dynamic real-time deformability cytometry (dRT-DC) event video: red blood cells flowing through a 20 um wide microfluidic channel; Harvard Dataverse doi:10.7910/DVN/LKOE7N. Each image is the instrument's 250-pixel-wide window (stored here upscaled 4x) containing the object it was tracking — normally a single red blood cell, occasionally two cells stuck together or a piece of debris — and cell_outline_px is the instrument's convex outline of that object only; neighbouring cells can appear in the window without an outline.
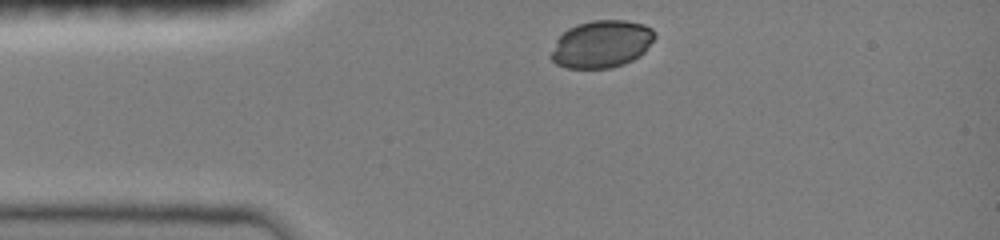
{"species": "common noctule bat (a hibernating species)", "species_latin": "Nyctalus noctula", "temperature_condition": "room temperature", "stored_images_in_passage": 4, "camera_frame_rate_fps": 3000, "um_per_image_px": 0.085, "animal": {"sex": "female", "body_mass_g": 19.0, "forearm_length_mm": 51.5}, "frame": {"image": 1, "passage_image": 1, "time_ms": 0.0, "image_size_px": [1000, 240], "cell_outline_px": [[656, 36], [644, 52], [640, 56], [624, 64], [612, 68], [568, 68], [556, 64], [548, 56], [556, 40], [568, 28], [576, 24], [592, 20], [624, 20], [644, 24], [652, 28], [656, 32]], "centroid_in_image_um": [51.13, 3.74], "position_along_channel_um": 33.9, "area_um2": 28.9}}
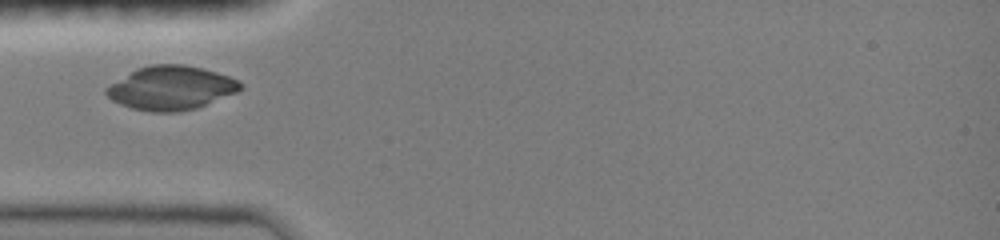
{"frame": {"image": 2, "passage_image": 3, "time_ms": 1.667, "image_size_px": [1000, 240], "cell_outline_px": [[244, 88], [236, 92], [196, 108], [180, 112], [152, 112], [132, 108], [120, 104], [112, 100], [104, 92], [104, 88], [136, 68], [152, 64], [184, 64], [216, 72], [228, 76], [236, 80]], "centroid_in_image_um": [14.49, 7.48], "position_along_channel_um": 70.5, "area_um2": 34.04}}